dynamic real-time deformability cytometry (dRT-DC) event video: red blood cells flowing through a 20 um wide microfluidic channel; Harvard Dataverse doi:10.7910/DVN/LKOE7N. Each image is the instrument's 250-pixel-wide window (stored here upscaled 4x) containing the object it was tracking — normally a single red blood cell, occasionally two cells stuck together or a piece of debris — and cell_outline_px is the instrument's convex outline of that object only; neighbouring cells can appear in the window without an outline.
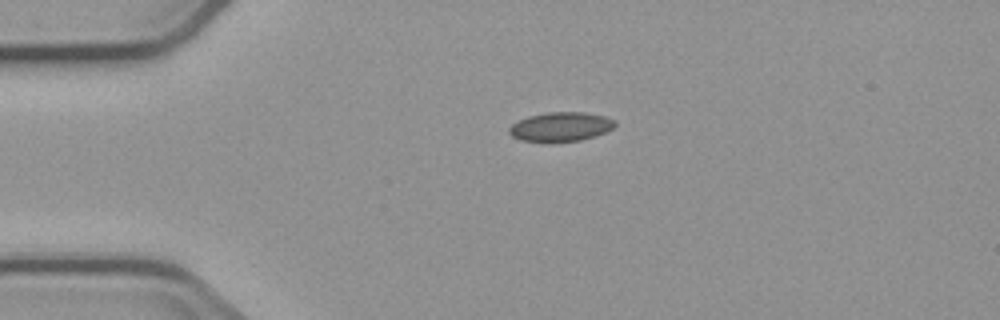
{"species": "common noctule bat (a hibernating species)", "species_latin": "Nyctalus noctula", "temperature_condition": "cold", "stored_images_in_passage": 2, "camera_frame_rate_fps": 3000, "um_per_image_px": 0.085, "animal": {"sex": "male", "body_mass_g": 23.1, "forearm_length_mm": 52.7}, "frame": {"image": 1, "passage_image": 1, "time_ms": 0.0, "image_size_px": [1000, 320], "cell_outline_px": [[616, 124], [612, 128], [596, 136], [580, 140], [520, 140], [512, 136], [508, 132], [508, 128], [512, 124], [528, 116], [548, 112], [584, 112], [604, 116], [616, 120]], "centroid_in_image_um": [47.67, 10.74], "position_along_channel_um": 37.3, "area_um2": 17.57}}